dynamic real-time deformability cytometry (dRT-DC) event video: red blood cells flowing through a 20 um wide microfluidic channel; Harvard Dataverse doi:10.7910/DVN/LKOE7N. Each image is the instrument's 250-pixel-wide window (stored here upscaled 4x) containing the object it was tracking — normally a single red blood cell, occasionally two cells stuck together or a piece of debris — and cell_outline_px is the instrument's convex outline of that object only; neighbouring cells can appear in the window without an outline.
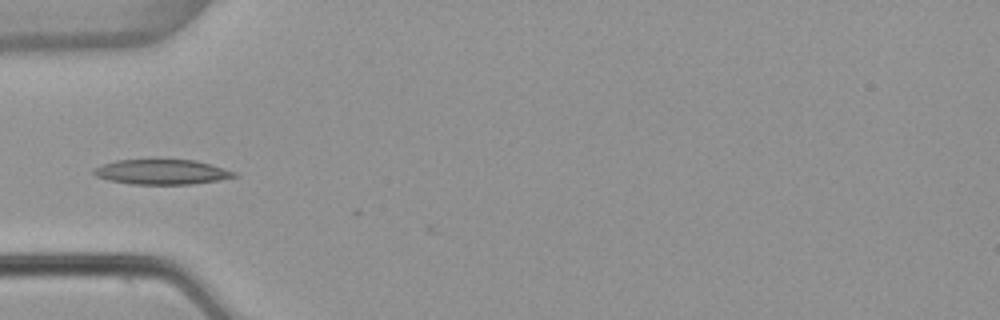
{"species": "common noctule bat (a hibernating species)", "species_latin": "Nyctalus noctula", "temperature_condition": "warm", "stored_images_in_passage": 2, "camera_frame_rate_fps": 3000, "um_per_image_px": 0.085, "animal": {"sex": "female", "body_mass_g": 22.7, "forearm_length_mm": 54.2}, "frame": {"image": 1, "passage_image": 1, "time_ms": 0.0, "image_size_px": [1000, 320], "cell_outline_px": [[236, 176], [220, 180], [192, 184], [132, 184], [108, 180], [96, 176], [92, 172], [96, 168], [104, 164], [116, 160], [196, 160], [236, 172]], "centroid_in_image_um": [13.76, 14.62], "position_along_channel_um": 71.2, "area_um2": 20.17}}